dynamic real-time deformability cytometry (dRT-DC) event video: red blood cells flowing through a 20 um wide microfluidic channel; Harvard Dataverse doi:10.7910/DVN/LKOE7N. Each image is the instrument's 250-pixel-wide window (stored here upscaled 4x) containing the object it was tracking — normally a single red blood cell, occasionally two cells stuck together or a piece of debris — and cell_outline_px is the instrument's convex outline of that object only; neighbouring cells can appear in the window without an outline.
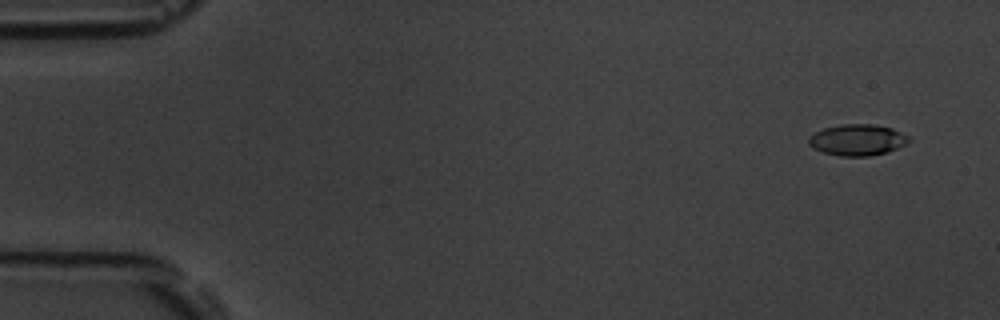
{"species": "common noctule bat (a hibernating species)", "species_latin": "Nyctalus noctula", "temperature_condition": "room temperature", "stored_images_in_passage": 57, "camera_frame_rate_fps": 3000, "um_per_image_px": 0.085, "animal": {"sex": "male", "body_mass_g": 19.5, "forearm_length_mm": 54.6}, "frame": {"image": 1, "passage_image": 4, "time_ms": 1.0, "image_size_px": [1000, 320], "cell_outline_px": [[912, 140], [896, 148], [884, 152], [868, 156], [840, 156], [824, 152], [812, 148], [808, 144], [808, 136], [824, 128], [840, 124], [872, 124], [892, 128], [908, 136]], "centroid_in_image_um": [72.84, 11.88], "position_along_channel_um": 12.2, "area_um2": 18.09}}
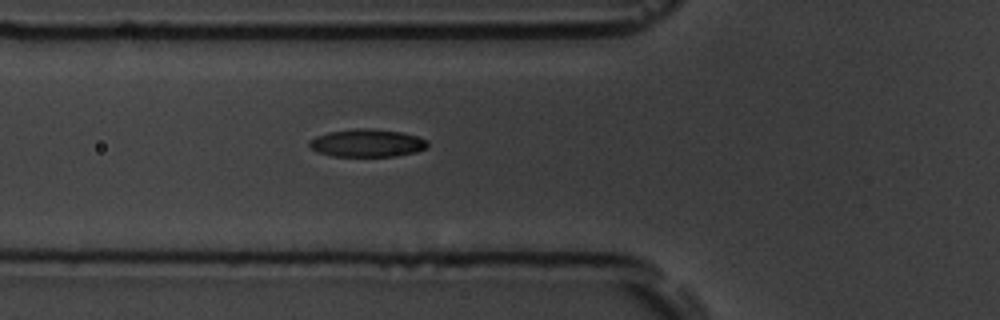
{"frame": {"image": 2, "passage_image": 21, "time_ms": 6.667, "image_size_px": [1000, 320], "cell_outline_px": [[428, 148], [416, 152], [396, 156], [332, 156], [316, 152], [308, 144], [308, 140], [316, 136], [328, 132], [356, 128], [372, 128], [400, 132], [416, 136], [428, 140]], "centroid_in_image_um": [31.2, 12.16], "position_along_channel_um": 94.6, "area_um2": 19.31}}
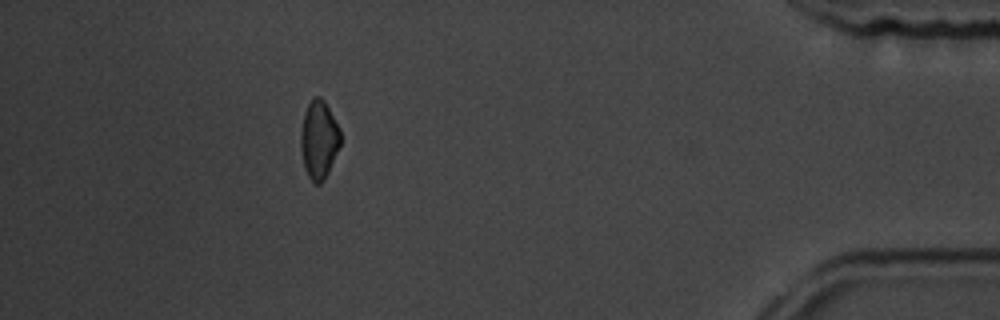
{"frame": {"image": 3, "passage_image": 51, "time_ms": 16.667, "image_size_px": [1000, 320], "cell_outline_px": [[340, 144], [328, 172], [324, 180], [320, 184], [316, 184], [308, 176], [304, 168], [300, 148], [300, 132], [304, 112], [308, 104], [316, 96], [320, 96], [324, 100], [340, 128]], "centroid_in_image_um": [27.09, 11.87], "position_along_channel_um": 408.1, "area_um2": 18.09}, "authors_computed_cell_mechanics": {"area_um2": 18.3226, "velocity_mm_per_s": 3.6659, "shape_relaxation_time_tau1_ms": 3.235, "shape_relaxation_time_tau2_ms": 8.5578, "deformation_change_tau1": 0.0958, "deformation_change_tau2": 0.1129}}